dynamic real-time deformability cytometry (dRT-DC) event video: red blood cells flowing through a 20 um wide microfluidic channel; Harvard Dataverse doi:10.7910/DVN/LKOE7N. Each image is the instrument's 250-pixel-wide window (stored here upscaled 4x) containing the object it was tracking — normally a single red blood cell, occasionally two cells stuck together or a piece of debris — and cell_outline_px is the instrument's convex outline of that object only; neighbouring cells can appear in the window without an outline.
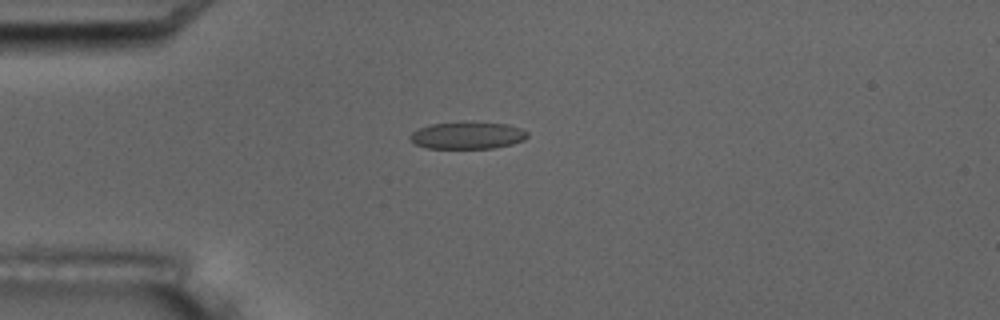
{"species": "common noctule bat (a hibernating species)", "species_latin": "Nyctalus noctula", "temperature_condition": "room temperature", "stored_images_in_passage": 7, "camera_frame_rate_fps": 3000, "um_per_image_px": 0.085, "animal": {"sex": "male", "body_mass_g": 17.5, "forearm_length_mm": 52.3}, "frame": {"image": 1, "passage_image": 4, "time_ms": 4.333, "image_size_px": [1000, 320], "cell_outline_px": [[528, 136], [524, 140], [512, 144], [492, 148], [428, 148], [416, 144], [408, 136], [412, 132], [420, 128], [432, 124], [460, 120], [472, 120], [508, 124], [520, 128], [528, 132]], "centroid_in_image_um": [39.76, 11.47], "position_along_channel_um": 45.2, "area_um2": 19.02}}